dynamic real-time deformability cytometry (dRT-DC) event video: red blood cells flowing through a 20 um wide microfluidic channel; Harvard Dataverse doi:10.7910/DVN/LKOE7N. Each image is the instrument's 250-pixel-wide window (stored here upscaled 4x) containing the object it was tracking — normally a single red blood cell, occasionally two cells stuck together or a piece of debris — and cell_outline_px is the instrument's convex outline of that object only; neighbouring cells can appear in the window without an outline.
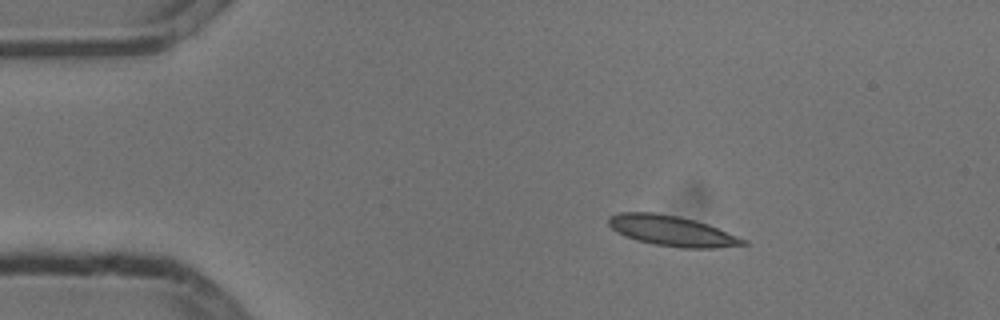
{"species": "common noctule bat (a hibernating species)", "species_latin": "Nyctalus noctula", "temperature_condition": "cold", "stored_images_in_passage": 4, "camera_frame_rate_fps": 3000, "um_per_image_px": 0.085, "animal": {"sex": "male", "body_mass_g": 13.3}, "frame": {"image": 1, "passage_image": 2, "time_ms": 0.333, "image_size_px": [1000, 320], "cell_outline_px": [[748, 244], [716, 248], [680, 248], [652, 244], [636, 240], [624, 236], [616, 232], [608, 224], [608, 216], [620, 212], [652, 212], [676, 216], [696, 220], [708, 224], [748, 240]], "centroid_in_image_um": [57.1, 19.63], "position_along_channel_um": 27.9, "area_um2": 23.99}}
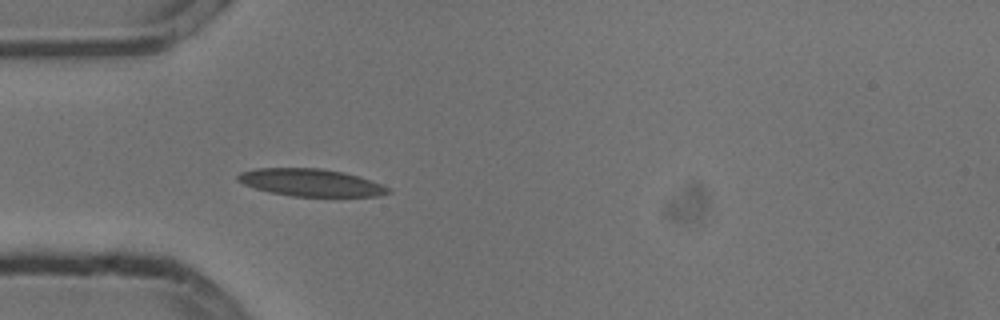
{"frame": {"image": 2, "passage_image": 4, "time_ms": 1.0, "image_size_px": [1000, 320], "cell_outline_px": [[392, 192], [380, 196], [292, 196], [268, 192], [244, 184], [236, 180], [236, 176], [240, 172], [256, 168], [320, 168], [344, 172], [360, 176], [380, 184], [388, 188]], "centroid_in_image_um": [26.4, 15.51], "position_along_channel_um": 58.6, "area_um2": 23.99}}